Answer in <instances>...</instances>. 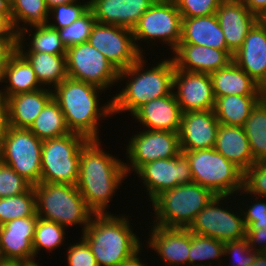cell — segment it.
Instances as JSON below:
<instances>
[{
    "instance_id": "obj_1",
    "label": "cell",
    "mask_w": 266,
    "mask_h": 266,
    "mask_svg": "<svg viewBox=\"0 0 266 266\" xmlns=\"http://www.w3.org/2000/svg\"><path fill=\"white\" fill-rule=\"evenodd\" d=\"M126 176L124 163L104 152L99 140L85 142L76 187L94 214H108L110 198Z\"/></svg>"
},
{
    "instance_id": "obj_2",
    "label": "cell",
    "mask_w": 266,
    "mask_h": 266,
    "mask_svg": "<svg viewBox=\"0 0 266 266\" xmlns=\"http://www.w3.org/2000/svg\"><path fill=\"white\" fill-rule=\"evenodd\" d=\"M102 90L96 85L68 77L53 87V99L62 110L71 133L80 134L87 140H99V119L113 114L112 102L99 106L97 98Z\"/></svg>"
},
{
    "instance_id": "obj_3",
    "label": "cell",
    "mask_w": 266,
    "mask_h": 266,
    "mask_svg": "<svg viewBox=\"0 0 266 266\" xmlns=\"http://www.w3.org/2000/svg\"><path fill=\"white\" fill-rule=\"evenodd\" d=\"M143 57L142 55L134 64L119 71L118 80L122 81L125 77L131 79L127 81L126 87L110 100L113 114L122 111L133 114L143 104L167 96L174 91L175 65L173 59L161 61L158 65L145 71L143 70L145 69Z\"/></svg>"
},
{
    "instance_id": "obj_4",
    "label": "cell",
    "mask_w": 266,
    "mask_h": 266,
    "mask_svg": "<svg viewBox=\"0 0 266 266\" xmlns=\"http://www.w3.org/2000/svg\"><path fill=\"white\" fill-rule=\"evenodd\" d=\"M93 217L94 220H93ZM94 214L83 232L98 266H119L141 251V244L129 225L128 218Z\"/></svg>"
},
{
    "instance_id": "obj_5",
    "label": "cell",
    "mask_w": 266,
    "mask_h": 266,
    "mask_svg": "<svg viewBox=\"0 0 266 266\" xmlns=\"http://www.w3.org/2000/svg\"><path fill=\"white\" fill-rule=\"evenodd\" d=\"M33 189L39 218L63 227L83 224L85 231L94 213L88 208L76 185L40 182L33 185Z\"/></svg>"
},
{
    "instance_id": "obj_6",
    "label": "cell",
    "mask_w": 266,
    "mask_h": 266,
    "mask_svg": "<svg viewBox=\"0 0 266 266\" xmlns=\"http://www.w3.org/2000/svg\"><path fill=\"white\" fill-rule=\"evenodd\" d=\"M215 195L196 182L178 185L158 195L152 206L154 225L167 228H188L195 216Z\"/></svg>"
},
{
    "instance_id": "obj_7",
    "label": "cell",
    "mask_w": 266,
    "mask_h": 266,
    "mask_svg": "<svg viewBox=\"0 0 266 266\" xmlns=\"http://www.w3.org/2000/svg\"><path fill=\"white\" fill-rule=\"evenodd\" d=\"M181 152L190 162L193 182L214 195L232 196L243 189L244 172L214 148Z\"/></svg>"
},
{
    "instance_id": "obj_8",
    "label": "cell",
    "mask_w": 266,
    "mask_h": 266,
    "mask_svg": "<svg viewBox=\"0 0 266 266\" xmlns=\"http://www.w3.org/2000/svg\"><path fill=\"white\" fill-rule=\"evenodd\" d=\"M86 141L84 136L77 133L44 140L40 182L76 185L81 148Z\"/></svg>"
},
{
    "instance_id": "obj_9",
    "label": "cell",
    "mask_w": 266,
    "mask_h": 266,
    "mask_svg": "<svg viewBox=\"0 0 266 266\" xmlns=\"http://www.w3.org/2000/svg\"><path fill=\"white\" fill-rule=\"evenodd\" d=\"M43 141L29 129L8 126L0 138V161L32 186L40 183Z\"/></svg>"
},
{
    "instance_id": "obj_10",
    "label": "cell",
    "mask_w": 266,
    "mask_h": 266,
    "mask_svg": "<svg viewBox=\"0 0 266 266\" xmlns=\"http://www.w3.org/2000/svg\"><path fill=\"white\" fill-rule=\"evenodd\" d=\"M66 70L68 78L102 89L118 82L119 71L88 41L67 48Z\"/></svg>"
},
{
    "instance_id": "obj_11",
    "label": "cell",
    "mask_w": 266,
    "mask_h": 266,
    "mask_svg": "<svg viewBox=\"0 0 266 266\" xmlns=\"http://www.w3.org/2000/svg\"><path fill=\"white\" fill-rule=\"evenodd\" d=\"M182 17L174 0H156L132 29L134 42L163 40L175 50L181 41Z\"/></svg>"
},
{
    "instance_id": "obj_12",
    "label": "cell",
    "mask_w": 266,
    "mask_h": 266,
    "mask_svg": "<svg viewBox=\"0 0 266 266\" xmlns=\"http://www.w3.org/2000/svg\"><path fill=\"white\" fill-rule=\"evenodd\" d=\"M88 42L118 71L128 68L142 56L132 30L125 27L95 22Z\"/></svg>"
},
{
    "instance_id": "obj_13",
    "label": "cell",
    "mask_w": 266,
    "mask_h": 266,
    "mask_svg": "<svg viewBox=\"0 0 266 266\" xmlns=\"http://www.w3.org/2000/svg\"><path fill=\"white\" fill-rule=\"evenodd\" d=\"M228 196L215 195L211 201L194 218L187 228L194 234L208 236L222 242L238 241L246 238V227L243 216L224 207H218L221 200Z\"/></svg>"
},
{
    "instance_id": "obj_14",
    "label": "cell",
    "mask_w": 266,
    "mask_h": 266,
    "mask_svg": "<svg viewBox=\"0 0 266 266\" xmlns=\"http://www.w3.org/2000/svg\"><path fill=\"white\" fill-rule=\"evenodd\" d=\"M131 137L126 154L132 165L124 163L126 174L131 168L136 172L146 163L174 158L181 152L178 132L143 130Z\"/></svg>"
},
{
    "instance_id": "obj_15",
    "label": "cell",
    "mask_w": 266,
    "mask_h": 266,
    "mask_svg": "<svg viewBox=\"0 0 266 266\" xmlns=\"http://www.w3.org/2000/svg\"><path fill=\"white\" fill-rule=\"evenodd\" d=\"M136 174L143 180L151 202L168 189L193 182L190 162L183 152L174 158L146 163L136 171Z\"/></svg>"
},
{
    "instance_id": "obj_16",
    "label": "cell",
    "mask_w": 266,
    "mask_h": 266,
    "mask_svg": "<svg viewBox=\"0 0 266 266\" xmlns=\"http://www.w3.org/2000/svg\"><path fill=\"white\" fill-rule=\"evenodd\" d=\"M173 87L177 88L173 93L182 113L214 110L215 96L210 74L175 68Z\"/></svg>"
},
{
    "instance_id": "obj_17",
    "label": "cell",
    "mask_w": 266,
    "mask_h": 266,
    "mask_svg": "<svg viewBox=\"0 0 266 266\" xmlns=\"http://www.w3.org/2000/svg\"><path fill=\"white\" fill-rule=\"evenodd\" d=\"M38 217L17 218L0 226V259L36 263L33 238Z\"/></svg>"
},
{
    "instance_id": "obj_18",
    "label": "cell",
    "mask_w": 266,
    "mask_h": 266,
    "mask_svg": "<svg viewBox=\"0 0 266 266\" xmlns=\"http://www.w3.org/2000/svg\"><path fill=\"white\" fill-rule=\"evenodd\" d=\"M219 121L214 110L182 113L179 129L181 151L214 148Z\"/></svg>"
},
{
    "instance_id": "obj_19",
    "label": "cell",
    "mask_w": 266,
    "mask_h": 266,
    "mask_svg": "<svg viewBox=\"0 0 266 266\" xmlns=\"http://www.w3.org/2000/svg\"><path fill=\"white\" fill-rule=\"evenodd\" d=\"M216 16L224 33L227 48L234 54L253 26L260 20L241 0H223Z\"/></svg>"
},
{
    "instance_id": "obj_20",
    "label": "cell",
    "mask_w": 266,
    "mask_h": 266,
    "mask_svg": "<svg viewBox=\"0 0 266 266\" xmlns=\"http://www.w3.org/2000/svg\"><path fill=\"white\" fill-rule=\"evenodd\" d=\"M172 52L175 53L172 58L175 68L208 74L226 67L234 55L230 50L191 44H178Z\"/></svg>"
},
{
    "instance_id": "obj_21",
    "label": "cell",
    "mask_w": 266,
    "mask_h": 266,
    "mask_svg": "<svg viewBox=\"0 0 266 266\" xmlns=\"http://www.w3.org/2000/svg\"><path fill=\"white\" fill-rule=\"evenodd\" d=\"M232 60L261 88L266 84V26L259 20Z\"/></svg>"
},
{
    "instance_id": "obj_22",
    "label": "cell",
    "mask_w": 266,
    "mask_h": 266,
    "mask_svg": "<svg viewBox=\"0 0 266 266\" xmlns=\"http://www.w3.org/2000/svg\"><path fill=\"white\" fill-rule=\"evenodd\" d=\"M156 0H89L95 20L133 29Z\"/></svg>"
},
{
    "instance_id": "obj_23",
    "label": "cell",
    "mask_w": 266,
    "mask_h": 266,
    "mask_svg": "<svg viewBox=\"0 0 266 266\" xmlns=\"http://www.w3.org/2000/svg\"><path fill=\"white\" fill-rule=\"evenodd\" d=\"M149 248L160 255L169 266H189L191 231L187 228H167L154 225L151 229Z\"/></svg>"
},
{
    "instance_id": "obj_24",
    "label": "cell",
    "mask_w": 266,
    "mask_h": 266,
    "mask_svg": "<svg viewBox=\"0 0 266 266\" xmlns=\"http://www.w3.org/2000/svg\"><path fill=\"white\" fill-rule=\"evenodd\" d=\"M146 130L179 132L182 112L174 93L143 104L133 114Z\"/></svg>"
},
{
    "instance_id": "obj_25",
    "label": "cell",
    "mask_w": 266,
    "mask_h": 266,
    "mask_svg": "<svg viewBox=\"0 0 266 266\" xmlns=\"http://www.w3.org/2000/svg\"><path fill=\"white\" fill-rule=\"evenodd\" d=\"M52 89L18 93L6 98L8 126L29 129L46 104L53 98Z\"/></svg>"
},
{
    "instance_id": "obj_26",
    "label": "cell",
    "mask_w": 266,
    "mask_h": 266,
    "mask_svg": "<svg viewBox=\"0 0 266 266\" xmlns=\"http://www.w3.org/2000/svg\"><path fill=\"white\" fill-rule=\"evenodd\" d=\"M17 29L18 42L17 51L30 63L35 72L36 78L40 85H54L56 87L67 76L66 70V55H54L44 52H26L22 45L25 31L28 29L22 26Z\"/></svg>"
},
{
    "instance_id": "obj_27",
    "label": "cell",
    "mask_w": 266,
    "mask_h": 266,
    "mask_svg": "<svg viewBox=\"0 0 266 266\" xmlns=\"http://www.w3.org/2000/svg\"><path fill=\"white\" fill-rule=\"evenodd\" d=\"M179 44L202 45L218 50H229L216 14L182 18Z\"/></svg>"
},
{
    "instance_id": "obj_28",
    "label": "cell",
    "mask_w": 266,
    "mask_h": 266,
    "mask_svg": "<svg viewBox=\"0 0 266 266\" xmlns=\"http://www.w3.org/2000/svg\"><path fill=\"white\" fill-rule=\"evenodd\" d=\"M214 149L243 172L255 163L247 135L242 126L219 124Z\"/></svg>"
},
{
    "instance_id": "obj_29",
    "label": "cell",
    "mask_w": 266,
    "mask_h": 266,
    "mask_svg": "<svg viewBox=\"0 0 266 266\" xmlns=\"http://www.w3.org/2000/svg\"><path fill=\"white\" fill-rule=\"evenodd\" d=\"M215 97L227 95H262L261 87L233 60L210 74Z\"/></svg>"
},
{
    "instance_id": "obj_30",
    "label": "cell",
    "mask_w": 266,
    "mask_h": 266,
    "mask_svg": "<svg viewBox=\"0 0 266 266\" xmlns=\"http://www.w3.org/2000/svg\"><path fill=\"white\" fill-rule=\"evenodd\" d=\"M9 82L8 86L0 90V95L5 99L18 93L33 92L41 87L35 72L30 63L16 51L4 67V82Z\"/></svg>"
},
{
    "instance_id": "obj_31",
    "label": "cell",
    "mask_w": 266,
    "mask_h": 266,
    "mask_svg": "<svg viewBox=\"0 0 266 266\" xmlns=\"http://www.w3.org/2000/svg\"><path fill=\"white\" fill-rule=\"evenodd\" d=\"M262 95H227L215 97L214 113L219 124L244 126Z\"/></svg>"
},
{
    "instance_id": "obj_32",
    "label": "cell",
    "mask_w": 266,
    "mask_h": 266,
    "mask_svg": "<svg viewBox=\"0 0 266 266\" xmlns=\"http://www.w3.org/2000/svg\"><path fill=\"white\" fill-rule=\"evenodd\" d=\"M29 130L42 141L71 133L62 110L53 98L35 118Z\"/></svg>"
},
{
    "instance_id": "obj_33",
    "label": "cell",
    "mask_w": 266,
    "mask_h": 266,
    "mask_svg": "<svg viewBox=\"0 0 266 266\" xmlns=\"http://www.w3.org/2000/svg\"><path fill=\"white\" fill-rule=\"evenodd\" d=\"M255 162L266 160V103L261 99L243 126Z\"/></svg>"
},
{
    "instance_id": "obj_34",
    "label": "cell",
    "mask_w": 266,
    "mask_h": 266,
    "mask_svg": "<svg viewBox=\"0 0 266 266\" xmlns=\"http://www.w3.org/2000/svg\"><path fill=\"white\" fill-rule=\"evenodd\" d=\"M38 217L33 186L25 193L0 198V226L17 218Z\"/></svg>"
},
{
    "instance_id": "obj_35",
    "label": "cell",
    "mask_w": 266,
    "mask_h": 266,
    "mask_svg": "<svg viewBox=\"0 0 266 266\" xmlns=\"http://www.w3.org/2000/svg\"><path fill=\"white\" fill-rule=\"evenodd\" d=\"M12 23L17 32L19 22L31 26L46 25L49 22V9L45 0H11Z\"/></svg>"
},
{
    "instance_id": "obj_36",
    "label": "cell",
    "mask_w": 266,
    "mask_h": 266,
    "mask_svg": "<svg viewBox=\"0 0 266 266\" xmlns=\"http://www.w3.org/2000/svg\"><path fill=\"white\" fill-rule=\"evenodd\" d=\"M225 243L214 238L194 234L191 232V244L189 250V266H208V264L199 263L224 256ZM197 263V264H196Z\"/></svg>"
},
{
    "instance_id": "obj_37",
    "label": "cell",
    "mask_w": 266,
    "mask_h": 266,
    "mask_svg": "<svg viewBox=\"0 0 266 266\" xmlns=\"http://www.w3.org/2000/svg\"><path fill=\"white\" fill-rule=\"evenodd\" d=\"M65 229L58 223L38 217L32 242L35 255L40 249L51 251L58 248L64 241Z\"/></svg>"
},
{
    "instance_id": "obj_38",
    "label": "cell",
    "mask_w": 266,
    "mask_h": 266,
    "mask_svg": "<svg viewBox=\"0 0 266 266\" xmlns=\"http://www.w3.org/2000/svg\"><path fill=\"white\" fill-rule=\"evenodd\" d=\"M35 28L32 34L28 52H44L54 55H66V47L61 41L58 29L46 25L31 26Z\"/></svg>"
},
{
    "instance_id": "obj_39",
    "label": "cell",
    "mask_w": 266,
    "mask_h": 266,
    "mask_svg": "<svg viewBox=\"0 0 266 266\" xmlns=\"http://www.w3.org/2000/svg\"><path fill=\"white\" fill-rule=\"evenodd\" d=\"M95 22L94 14L92 10L89 9L83 16L68 27L58 29L61 41L66 49L87 42Z\"/></svg>"
},
{
    "instance_id": "obj_40",
    "label": "cell",
    "mask_w": 266,
    "mask_h": 266,
    "mask_svg": "<svg viewBox=\"0 0 266 266\" xmlns=\"http://www.w3.org/2000/svg\"><path fill=\"white\" fill-rule=\"evenodd\" d=\"M32 185L0 161V198L16 196L27 192Z\"/></svg>"
},
{
    "instance_id": "obj_41",
    "label": "cell",
    "mask_w": 266,
    "mask_h": 266,
    "mask_svg": "<svg viewBox=\"0 0 266 266\" xmlns=\"http://www.w3.org/2000/svg\"><path fill=\"white\" fill-rule=\"evenodd\" d=\"M241 192L266 198V160L255 162L244 172Z\"/></svg>"
},
{
    "instance_id": "obj_42",
    "label": "cell",
    "mask_w": 266,
    "mask_h": 266,
    "mask_svg": "<svg viewBox=\"0 0 266 266\" xmlns=\"http://www.w3.org/2000/svg\"><path fill=\"white\" fill-rule=\"evenodd\" d=\"M90 9V2H85V4L81 5L76 2L65 3L57 5L51 8L49 11L50 14L54 13V17L56 19L55 23L52 24L48 22L47 24L54 29H62L68 27L81 16H83Z\"/></svg>"
},
{
    "instance_id": "obj_43",
    "label": "cell",
    "mask_w": 266,
    "mask_h": 266,
    "mask_svg": "<svg viewBox=\"0 0 266 266\" xmlns=\"http://www.w3.org/2000/svg\"><path fill=\"white\" fill-rule=\"evenodd\" d=\"M182 18L215 14L223 0H174Z\"/></svg>"
},
{
    "instance_id": "obj_44",
    "label": "cell",
    "mask_w": 266,
    "mask_h": 266,
    "mask_svg": "<svg viewBox=\"0 0 266 266\" xmlns=\"http://www.w3.org/2000/svg\"><path fill=\"white\" fill-rule=\"evenodd\" d=\"M258 253V251L249 247L246 238L238 241H228L224 245V255L230 254L233 257L232 260H235L231 266H249L255 261Z\"/></svg>"
},
{
    "instance_id": "obj_45",
    "label": "cell",
    "mask_w": 266,
    "mask_h": 266,
    "mask_svg": "<svg viewBox=\"0 0 266 266\" xmlns=\"http://www.w3.org/2000/svg\"><path fill=\"white\" fill-rule=\"evenodd\" d=\"M81 242L68 247L67 260L69 266H98L95 256L87 242Z\"/></svg>"
},
{
    "instance_id": "obj_46",
    "label": "cell",
    "mask_w": 266,
    "mask_h": 266,
    "mask_svg": "<svg viewBox=\"0 0 266 266\" xmlns=\"http://www.w3.org/2000/svg\"><path fill=\"white\" fill-rule=\"evenodd\" d=\"M246 239L252 250L255 249L257 244H260L259 246L261 247L258 246L255 250L258 252H266V229H246Z\"/></svg>"
},
{
    "instance_id": "obj_47",
    "label": "cell",
    "mask_w": 266,
    "mask_h": 266,
    "mask_svg": "<svg viewBox=\"0 0 266 266\" xmlns=\"http://www.w3.org/2000/svg\"><path fill=\"white\" fill-rule=\"evenodd\" d=\"M18 37H0V62H8L17 51Z\"/></svg>"
},
{
    "instance_id": "obj_48",
    "label": "cell",
    "mask_w": 266,
    "mask_h": 266,
    "mask_svg": "<svg viewBox=\"0 0 266 266\" xmlns=\"http://www.w3.org/2000/svg\"><path fill=\"white\" fill-rule=\"evenodd\" d=\"M245 7L259 19L266 14V0H241Z\"/></svg>"
},
{
    "instance_id": "obj_49",
    "label": "cell",
    "mask_w": 266,
    "mask_h": 266,
    "mask_svg": "<svg viewBox=\"0 0 266 266\" xmlns=\"http://www.w3.org/2000/svg\"><path fill=\"white\" fill-rule=\"evenodd\" d=\"M0 37H18L12 23V16L0 15Z\"/></svg>"
},
{
    "instance_id": "obj_50",
    "label": "cell",
    "mask_w": 266,
    "mask_h": 266,
    "mask_svg": "<svg viewBox=\"0 0 266 266\" xmlns=\"http://www.w3.org/2000/svg\"><path fill=\"white\" fill-rule=\"evenodd\" d=\"M246 229H266V215L243 216Z\"/></svg>"
},
{
    "instance_id": "obj_51",
    "label": "cell",
    "mask_w": 266,
    "mask_h": 266,
    "mask_svg": "<svg viewBox=\"0 0 266 266\" xmlns=\"http://www.w3.org/2000/svg\"><path fill=\"white\" fill-rule=\"evenodd\" d=\"M8 127L7 102L0 95V138L6 132Z\"/></svg>"
},
{
    "instance_id": "obj_52",
    "label": "cell",
    "mask_w": 266,
    "mask_h": 266,
    "mask_svg": "<svg viewBox=\"0 0 266 266\" xmlns=\"http://www.w3.org/2000/svg\"><path fill=\"white\" fill-rule=\"evenodd\" d=\"M265 200H266V198H265ZM240 213H241L240 216H242V215H244V216L266 215V202H263V201L261 202L260 200H256V203H252L250 208L245 213L244 212H240Z\"/></svg>"
},
{
    "instance_id": "obj_53",
    "label": "cell",
    "mask_w": 266,
    "mask_h": 266,
    "mask_svg": "<svg viewBox=\"0 0 266 266\" xmlns=\"http://www.w3.org/2000/svg\"><path fill=\"white\" fill-rule=\"evenodd\" d=\"M0 15L12 16L11 0H0Z\"/></svg>"
},
{
    "instance_id": "obj_54",
    "label": "cell",
    "mask_w": 266,
    "mask_h": 266,
    "mask_svg": "<svg viewBox=\"0 0 266 266\" xmlns=\"http://www.w3.org/2000/svg\"><path fill=\"white\" fill-rule=\"evenodd\" d=\"M249 266H266V252H259L255 261Z\"/></svg>"
},
{
    "instance_id": "obj_55",
    "label": "cell",
    "mask_w": 266,
    "mask_h": 266,
    "mask_svg": "<svg viewBox=\"0 0 266 266\" xmlns=\"http://www.w3.org/2000/svg\"><path fill=\"white\" fill-rule=\"evenodd\" d=\"M139 255H135L134 257H132L131 259L123 262L122 264H120L119 266H147L145 264H143L138 257Z\"/></svg>"
},
{
    "instance_id": "obj_56",
    "label": "cell",
    "mask_w": 266,
    "mask_h": 266,
    "mask_svg": "<svg viewBox=\"0 0 266 266\" xmlns=\"http://www.w3.org/2000/svg\"><path fill=\"white\" fill-rule=\"evenodd\" d=\"M46 5L48 9L50 10L51 8L60 5V4H65V3H72V2H78L77 0H45Z\"/></svg>"
},
{
    "instance_id": "obj_57",
    "label": "cell",
    "mask_w": 266,
    "mask_h": 266,
    "mask_svg": "<svg viewBox=\"0 0 266 266\" xmlns=\"http://www.w3.org/2000/svg\"><path fill=\"white\" fill-rule=\"evenodd\" d=\"M0 266H28L27 262L0 260Z\"/></svg>"
},
{
    "instance_id": "obj_58",
    "label": "cell",
    "mask_w": 266,
    "mask_h": 266,
    "mask_svg": "<svg viewBox=\"0 0 266 266\" xmlns=\"http://www.w3.org/2000/svg\"><path fill=\"white\" fill-rule=\"evenodd\" d=\"M8 62H0V82H4V67Z\"/></svg>"
},
{
    "instance_id": "obj_59",
    "label": "cell",
    "mask_w": 266,
    "mask_h": 266,
    "mask_svg": "<svg viewBox=\"0 0 266 266\" xmlns=\"http://www.w3.org/2000/svg\"><path fill=\"white\" fill-rule=\"evenodd\" d=\"M262 100L266 103V84L261 88Z\"/></svg>"
},
{
    "instance_id": "obj_60",
    "label": "cell",
    "mask_w": 266,
    "mask_h": 266,
    "mask_svg": "<svg viewBox=\"0 0 266 266\" xmlns=\"http://www.w3.org/2000/svg\"><path fill=\"white\" fill-rule=\"evenodd\" d=\"M260 21L266 26V14L260 18Z\"/></svg>"
},
{
    "instance_id": "obj_61",
    "label": "cell",
    "mask_w": 266,
    "mask_h": 266,
    "mask_svg": "<svg viewBox=\"0 0 266 266\" xmlns=\"http://www.w3.org/2000/svg\"><path fill=\"white\" fill-rule=\"evenodd\" d=\"M28 266H39L38 263H28Z\"/></svg>"
}]
</instances>
